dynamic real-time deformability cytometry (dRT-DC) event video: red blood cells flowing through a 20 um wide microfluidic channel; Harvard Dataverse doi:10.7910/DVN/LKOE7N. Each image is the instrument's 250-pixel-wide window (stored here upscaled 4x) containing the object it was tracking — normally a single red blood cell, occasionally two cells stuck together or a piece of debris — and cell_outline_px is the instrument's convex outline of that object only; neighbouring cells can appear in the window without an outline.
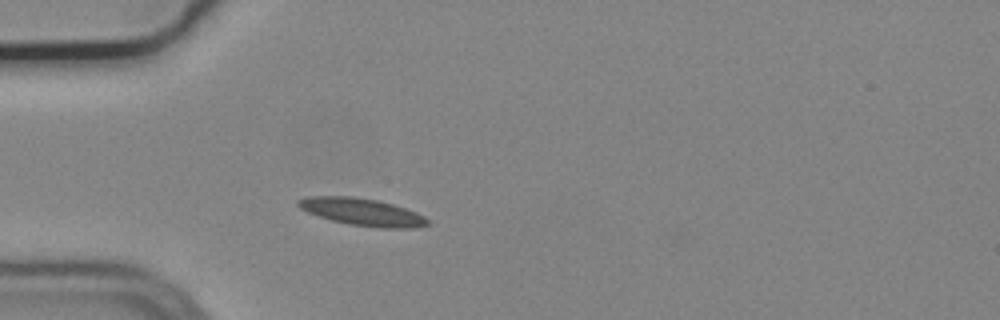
{"species": "common noctule bat (a hibernating species)", "species_latin": "Nyctalus noctula", "temperature_condition": "cold", "stored_images_in_passage": 2, "camera_frame_rate_fps": 3000, "um_per_image_px": 0.085, "animal": {"sex": "male", "body_mass_g": 19.2, "forearm_length_mm": 51.8}, "frame": {"image": 1, "passage_image": 2, "time_ms": 0.333, "image_size_px": [1000, 320], "cell_outline_px": [[432, 224], [412, 228], [380, 228], [348, 224], [332, 220], [308, 212], [300, 208], [296, 204], [296, 200], [304, 196], [352, 196], [376, 200], [392, 204], [416, 212], [424, 216]], "centroid_in_image_um": [30.77, 18.01], "position_along_channel_um": 54.2, "area_um2": 20.58}}